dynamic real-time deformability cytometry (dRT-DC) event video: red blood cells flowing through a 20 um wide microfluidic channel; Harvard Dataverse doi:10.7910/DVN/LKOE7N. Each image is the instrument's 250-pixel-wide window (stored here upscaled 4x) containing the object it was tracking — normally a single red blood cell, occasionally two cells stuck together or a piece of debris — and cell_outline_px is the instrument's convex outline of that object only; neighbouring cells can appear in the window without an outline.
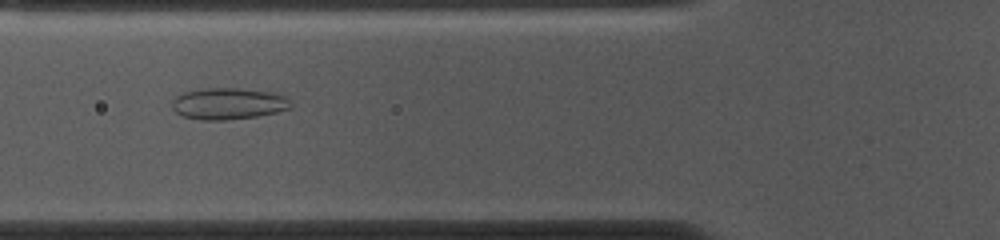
{"species": "common noctule bat (a hibernating species)", "species_latin": "Nyctalus noctula", "temperature_condition": "cold", "stored_images_in_passage": 38, "camera_frame_rate_fps": 3000, "um_per_image_px": 0.085, "animal": {"sex": "female", "body_mass_g": 10.0, "forearm_length_mm": 53.1}, "frame": {"image": 1, "passage_image": 4, "time_ms": 1.0, "image_size_px": [1000, 240], "cell_outline_px": [[292, 108], [276, 112], [256, 116], [224, 120], [204, 120], [184, 116], [176, 112], [172, 108], [172, 100], [176, 96], [184, 92], [208, 88], [236, 88], [268, 92], [288, 96], [292, 104]], "centroid_in_image_um": [19.43, 8.81], "position_along_channel_um": 106.4, "area_um2": 21.68}}
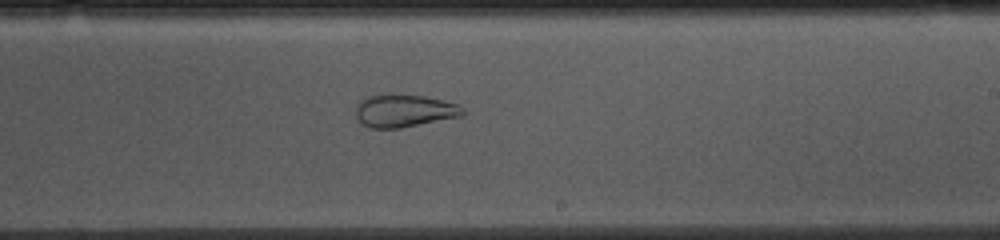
{"frame": {"image": 2, "passage_image": 16, "time_ms": 5.0, "image_size_px": [1000, 240], "cell_outline_px": [[464, 112], [460, 116], [400, 128], [368, 128], [356, 116], [356, 104], [360, 100], [368, 96], [380, 92], [392, 92], [424, 96], [444, 100], [456, 104], [464, 108]], "centroid_in_image_um": [34.3, 9.37], "position_along_channel_um": 254.7, "area_um2": 20.75}}
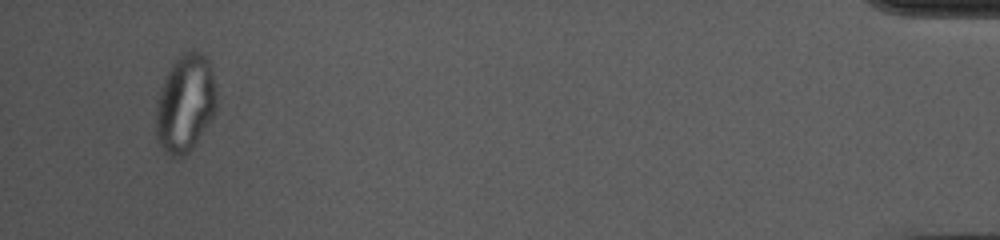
{"frame": {"image": 3, "passage_image": 36, "time_ms": 11.667, "image_size_px": [1000, 240], "cell_outline_px": [[216, 112], [196, 144], [188, 152], [180, 156], [168, 156], [164, 152], [156, 140], [156, 104], [164, 80], [172, 64], [184, 52], [192, 48], [208, 56], [212, 68], [216, 92]], "centroid_in_image_um": [15.77, 8.78], "position_along_channel_um": 419.4, "area_um2": 34.85}}